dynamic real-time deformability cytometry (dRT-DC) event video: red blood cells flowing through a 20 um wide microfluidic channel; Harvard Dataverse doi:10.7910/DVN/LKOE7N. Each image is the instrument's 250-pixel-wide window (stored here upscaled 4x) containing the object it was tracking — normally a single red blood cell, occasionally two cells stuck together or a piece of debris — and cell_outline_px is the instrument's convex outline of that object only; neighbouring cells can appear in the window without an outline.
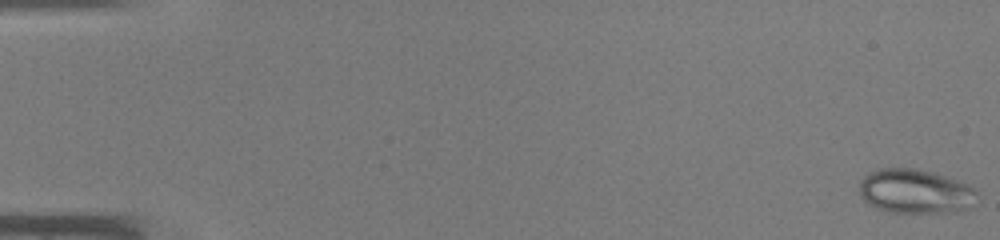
{"species": "common noctule bat (a hibernating species)", "species_latin": "Nyctalus noctula", "temperature_condition": "warm", "stored_images_in_passage": 46, "camera_frame_rate_fps": 3000, "um_per_image_px": 0.085, "animal": {"sex": "male", "body_mass_g": 19.0, "forearm_length_mm": 50.8}, "frame": {"image": 1, "passage_image": 1, "time_ms": 0.0, "image_size_px": [1000, 240], "cell_outline_px": [[976, 192], [968, 208], [960, 212], [888, 212], [876, 208], [868, 204], [860, 196], [860, 180], [868, 172], [876, 168], [916, 168], [936, 172], [968, 184]], "centroid_in_image_um": [77.74, 16.25], "position_along_channel_um": 7.3, "area_um2": 30.52}}
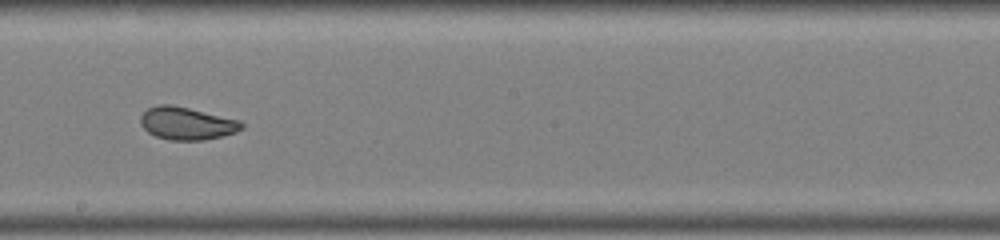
{"frame": {"image": 2, "passage_image": 27, "time_ms": 8.667, "image_size_px": [1000, 240], "cell_outline_px": [[244, 128], [236, 132], [204, 140], [168, 140], [156, 136], [148, 132], [140, 124], [140, 116], [148, 108], [160, 104], [172, 104], [240, 120], [244, 124]], "centroid_in_image_um": [15.87, 10.48], "position_along_channel_um": 232.3, "area_um2": 19.25}}
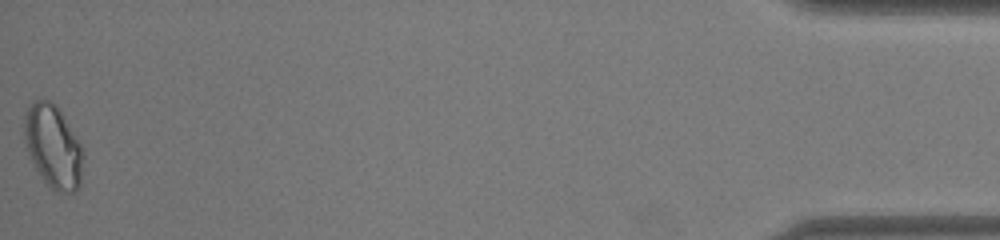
{"frame": {"image": 3, "passage_image": 46, "time_ms": 15.0, "image_size_px": [1000, 240], "cell_outline_px": [[84, 156], [80, 184], [72, 196], [56, 192], [40, 176], [28, 152], [24, 136], [24, 112], [36, 100], [48, 100], [56, 104], [80, 144]], "centroid_in_image_um": [4.53, 12.5], "position_along_channel_um": 430.7, "area_um2": 28.38}}